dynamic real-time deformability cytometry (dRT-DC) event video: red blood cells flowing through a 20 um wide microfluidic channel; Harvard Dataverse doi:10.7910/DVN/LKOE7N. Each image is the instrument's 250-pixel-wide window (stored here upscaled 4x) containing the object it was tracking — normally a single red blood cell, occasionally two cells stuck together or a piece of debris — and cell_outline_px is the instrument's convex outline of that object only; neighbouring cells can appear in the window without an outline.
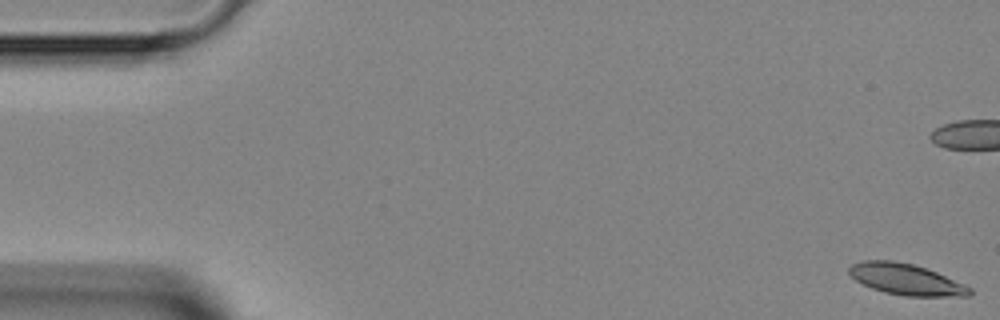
{"species": "Egyptian fruit bat (a non-hibernating species)", "species_latin": "Rousettus aegyptiacus", "temperature_condition": "room temperature", "stored_images_in_passage": 14, "camera_frame_rate_fps": 3000, "um_per_image_px": 0.085, "animal": {"sex": "female"}, "frame": {"image": 1, "passage_image": 1, "time_ms": 0.0, "image_size_px": [1000, 320], "cell_outline_px": [[972, 296], [904, 296], [884, 292], [872, 288], [856, 280], [848, 272], [848, 268], [852, 264], [864, 260], [892, 260], [912, 264], [936, 272], [964, 284], [972, 288]], "centroid_in_image_um": [77.02, 23.75], "position_along_channel_um": 8.0, "area_um2": 21.73}}